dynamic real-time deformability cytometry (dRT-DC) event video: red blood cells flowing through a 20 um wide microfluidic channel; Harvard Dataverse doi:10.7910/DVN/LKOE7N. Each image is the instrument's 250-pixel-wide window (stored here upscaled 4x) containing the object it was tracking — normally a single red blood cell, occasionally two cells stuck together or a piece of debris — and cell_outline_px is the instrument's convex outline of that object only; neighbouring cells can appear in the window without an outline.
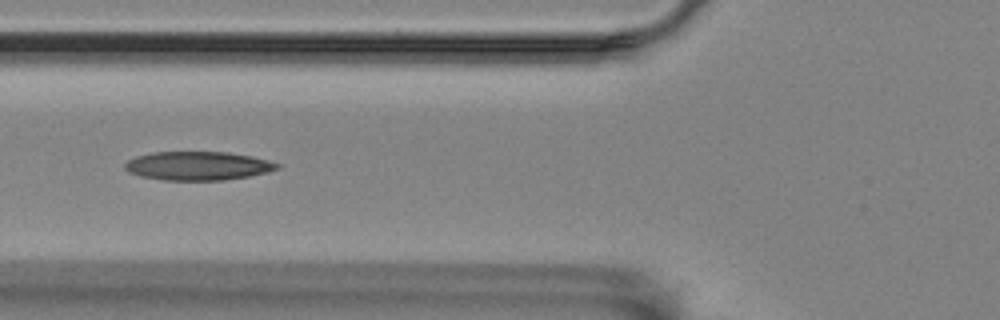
{"species": "Egyptian fruit bat (a non-hibernating species)", "species_latin": "Rousettus aegyptiacus", "temperature_condition": "room temperature", "stored_images_in_passage": 35, "camera_frame_rate_fps": 3000, "um_per_image_px": 0.085, "animal": {"sex": "female"}, "frame": {"image": 1, "passage_image": 5, "time_ms": 1.333, "image_size_px": [1000, 320], "cell_outline_px": [[280, 168], [268, 172], [248, 176], [224, 180], [164, 180], [140, 176], [128, 172], [124, 168], [124, 164], [128, 160], [136, 156], [152, 152], [228, 152], [252, 156], [268, 160], [280, 164]], "centroid_in_image_um": [16.81, 14.09], "position_along_channel_um": 109.0, "area_um2": 25.55}}
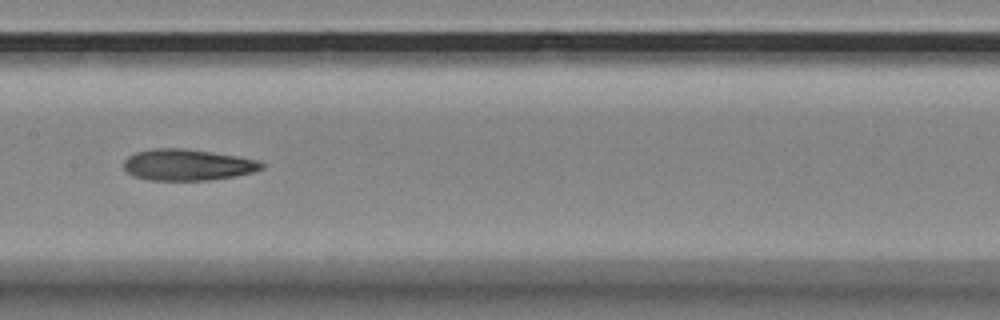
{"frame": {"image": 2, "passage_image": 12, "time_ms": 3.667, "image_size_px": [1000, 320], "cell_outline_px": [[264, 168], [252, 172], [236, 176], [208, 180], [148, 180], [132, 176], [124, 168], [124, 160], [128, 156], [136, 152], [156, 148], [188, 148], [236, 156], [256, 160], [264, 164]], "centroid_in_image_um": [15.92, 14.01], "position_along_channel_um": 191.5, "area_um2": 25.14}}
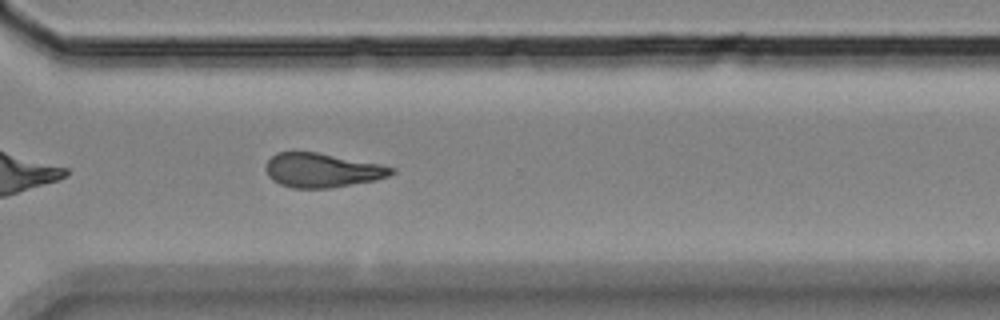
{"frame": {"image": 3, "passage_image": 25, "time_ms": 8.0, "image_size_px": [1000, 320], "cell_outline_px": [[396, 172], [388, 176], [376, 180], [328, 188], [292, 188], [280, 184], [272, 180], [268, 176], [264, 168], [268, 160], [276, 152], [316, 152], [380, 164], [396, 168]], "centroid_in_image_um": [27.37, 14.47], "position_along_channel_um": 343.2, "area_um2": 25.03}, "authors_computed_cell_mechanics": {"area_um2": 25.3164, "velocity_mm_per_s": 3.5107, "shape_relaxation_time_tau1_ms": 7.8988, "shape_relaxation_time_tau2_ms": 3.9962, "deformation_change_tau1": 0.173, "deformation_change_tau2": 0.1323}}